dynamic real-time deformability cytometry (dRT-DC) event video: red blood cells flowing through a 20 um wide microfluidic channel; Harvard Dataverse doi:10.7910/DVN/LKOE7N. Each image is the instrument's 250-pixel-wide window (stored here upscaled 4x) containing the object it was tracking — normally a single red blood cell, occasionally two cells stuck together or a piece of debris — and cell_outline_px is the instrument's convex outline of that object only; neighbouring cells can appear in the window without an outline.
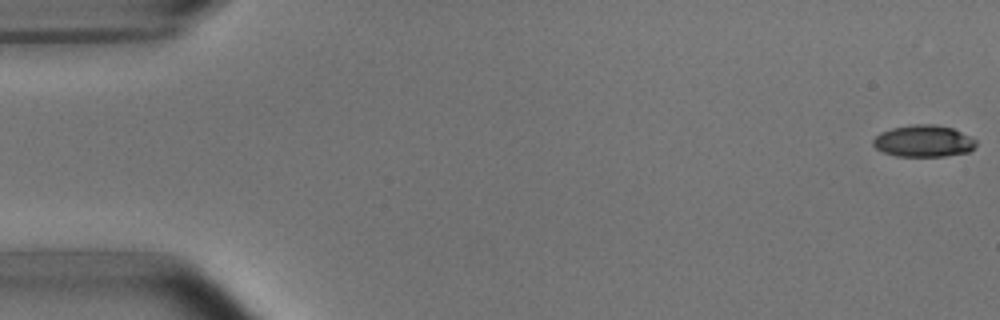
{"species": "common noctule bat (a hibernating species)", "species_latin": "Nyctalus noctula", "temperature_condition": "room temperature", "stored_images_in_passage": 3, "camera_frame_rate_fps": 3000, "um_per_image_px": 0.085, "animal": {"sex": "male", "body_mass_g": 15.6}, "frame": {"image": 1, "passage_image": 1, "time_ms": 0.0, "image_size_px": [1000, 320], "cell_outline_px": [[976, 144], [968, 152], [944, 156], [896, 156], [884, 152], [876, 148], [872, 144], [872, 140], [880, 132], [892, 128], [912, 124], [932, 124], [952, 128], [972, 136], [976, 140]], "centroid_in_image_um": [78.5, 11.98], "position_along_channel_um": 6.5, "area_um2": 19.07}}